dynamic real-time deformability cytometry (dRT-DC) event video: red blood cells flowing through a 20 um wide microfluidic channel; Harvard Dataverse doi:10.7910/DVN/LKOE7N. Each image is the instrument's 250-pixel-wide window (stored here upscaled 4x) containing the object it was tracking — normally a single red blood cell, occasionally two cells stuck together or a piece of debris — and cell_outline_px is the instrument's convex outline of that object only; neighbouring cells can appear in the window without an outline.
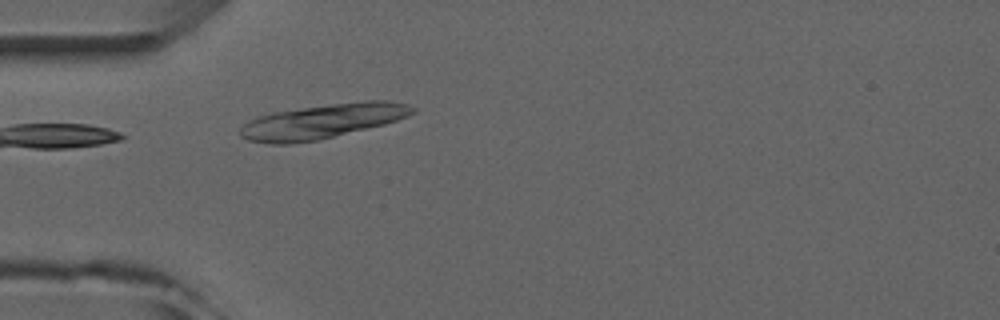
{"species": "common noctule bat (a hibernating species)", "species_latin": "Nyctalus noctula", "temperature_condition": "room temperature", "stored_images_in_passage": 1, "camera_frame_rate_fps": 3000, "um_per_image_px": 0.085, "animal": {"sex": "male", "forearm_length_mm": 52.5}, "frame": {"image": 1, "passage_image": 1, "time_ms": 0.0, "image_size_px": [1000, 320], "cell_outline_px": [[416, 112], [408, 116], [384, 124], [316, 140], [288, 144], [272, 144], [248, 140], [240, 136], [240, 128], [244, 124], [260, 116], [276, 112], [332, 104], [364, 100], [388, 100], [408, 104], [416, 108]], "centroid_in_image_um": [27.46, 10.3], "position_along_channel_um": 57.5, "area_um2": 34.04}}